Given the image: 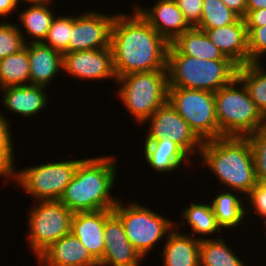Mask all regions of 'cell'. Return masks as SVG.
Returning <instances> with one entry per match:
<instances>
[{
	"label": "cell",
	"mask_w": 266,
	"mask_h": 266,
	"mask_svg": "<svg viewBox=\"0 0 266 266\" xmlns=\"http://www.w3.org/2000/svg\"><path fill=\"white\" fill-rule=\"evenodd\" d=\"M116 14L110 47L117 78L134 72L167 69L169 43L133 7Z\"/></svg>",
	"instance_id": "1"
},
{
	"label": "cell",
	"mask_w": 266,
	"mask_h": 266,
	"mask_svg": "<svg viewBox=\"0 0 266 266\" xmlns=\"http://www.w3.org/2000/svg\"><path fill=\"white\" fill-rule=\"evenodd\" d=\"M118 163L111 154L82 159L59 201L73 213L113 210L120 199L112 195Z\"/></svg>",
	"instance_id": "2"
},
{
	"label": "cell",
	"mask_w": 266,
	"mask_h": 266,
	"mask_svg": "<svg viewBox=\"0 0 266 266\" xmlns=\"http://www.w3.org/2000/svg\"><path fill=\"white\" fill-rule=\"evenodd\" d=\"M199 157L204 171L209 169L223 189L246 197L258 183L247 137L223 136L204 141Z\"/></svg>",
	"instance_id": "3"
},
{
	"label": "cell",
	"mask_w": 266,
	"mask_h": 266,
	"mask_svg": "<svg viewBox=\"0 0 266 266\" xmlns=\"http://www.w3.org/2000/svg\"><path fill=\"white\" fill-rule=\"evenodd\" d=\"M231 60H206L181 54L171 43L167 51L168 87L215 93L237 76Z\"/></svg>",
	"instance_id": "4"
},
{
	"label": "cell",
	"mask_w": 266,
	"mask_h": 266,
	"mask_svg": "<svg viewBox=\"0 0 266 266\" xmlns=\"http://www.w3.org/2000/svg\"><path fill=\"white\" fill-rule=\"evenodd\" d=\"M214 100L220 137H246L266 126V117L256 107L237 76L214 93Z\"/></svg>",
	"instance_id": "5"
},
{
	"label": "cell",
	"mask_w": 266,
	"mask_h": 266,
	"mask_svg": "<svg viewBox=\"0 0 266 266\" xmlns=\"http://www.w3.org/2000/svg\"><path fill=\"white\" fill-rule=\"evenodd\" d=\"M115 84L118 90L113 95L120 99L137 126L142 125L168 99L167 69L122 75Z\"/></svg>",
	"instance_id": "6"
},
{
	"label": "cell",
	"mask_w": 266,
	"mask_h": 266,
	"mask_svg": "<svg viewBox=\"0 0 266 266\" xmlns=\"http://www.w3.org/2000/svg\"><path fill=\"white\" fill-rule=\"evenodd\" d=\"M123 200L121 197L112 211L121 219L128 241L145 258L156 248V243H161L162 238L167 239L175 228V220L138 201L125 203Z\"/></svg>",
	"instance_id": "7"
},
{
	"label": "cell",
	"mask_w": 266,
	"mask_h": 266,
	"mask_svg": "<svg viewBox=\"0 0 266 266\" xmlns=\"http://www.w3.org/2000/svg\"><path fill=\"white\" fill-rule=\"evenodd\" d=\"M82 158H67L44 162L39 165L26 166V168L15 167L9 181L17 183V187L30 195L35 201L39 200H59L65 187L72 180L76 168ZM13 180V181H12Z\"/></svg>",
	"instance_id": "8"
},
{
	"label": "cell",
	"mask_w": 266,
	"mask_h": 266,
	"mask_svg": "<svg viewBox=\"0 0 266 266\" xmlns=\"http://www.w3.org/2000/svg\"><path fill=\"white\" fill-rule=\"evenodd\" d=\"M27 210L26 243L37 259L61 237L71 233L73 212L59 200H39Z\"/></svg>",
	"instance_id": "9"
},
{
	"label": "cell",
	"mask_w": 266,
	"mask_h": 266,
	"mask_svg": "<svg viewBox=\"0 0 266 266\" xmlns=\"http://www.w3.org/2000/svg\"><path fill=\"white\" fill-rule=\"evenodd\" d=\"M167 101L203 142L220 138L213 92L168 87Z\"/></svg>",
	"instance_id": "10"
},
{
	"label": "cell",
	"mask_w": 266,
	"mask_h": 266,
	"mask_svg": "<svg viewBox=\"0 0 266 266\" xmlns=\"http://www.w3.org/2000/svg\"><path fill=\"white\" fill-rule=\"evenodd\" d=\"M142 125L149 126L148 131L145 133V141L159 140L165 136L169 137L191 159L196 157V160H198L197 156L200 154L203 141L168 101L156 110Z\"/></svg>",
	"instance_id": "11"
},
{
	"label": "cell",
	"mask_w": 266,
	"mask_h": 266,
	"mask_svg": "<svg viewBox=\"0 0 266 266\" xmlns=\"http://www.w3.org/2000/svg\"><path fill=\"white\" fill-rule=\"evenodd\" d=\"M72 14V32L68 52L110 47L111 29L116 13L86 9Z\"/></svg>",
	"instance_id": "12"
},
{
	"label": "cell",
	"mask_w": 266,
	"mask_h": 266,
	"mask_svg": "<svg viewBox=\"0 0 266 266\" xmlns=\"http://www.w3.org/2000/svg\"><path fill=\"white\" fill-rule=\"evenodd\" d=\"M63 72L81 82H117L111 47L63 53Z\"/></svg>",
	"instance_id": "13"
},
{
	"label": "cell",
	"mask_w": 266,
	"mask_h": 266,
	"mask_svg": "<svg viewBox=\"0 0 266 266\" xmlns=\"http://www.w3.org/2000/svg\"><path fill=\"white\" fill-rule=\"evenodd\" d=\"M105 249L99 266H140L144 258L128 241L121 219L112 212L104 224Z\"/></svg>",
	"instance_id": "14"
},
{
	"label": "cell",
	"mask_w": 266,
	"mask_h": 266,
	"mask_svg": "<svg viewBox=\"0 0 266 266\" xmlns=\"http://www.w3.org/2000/svg\"><path fill=\"white\" fill-rule=\"evenodd\" d=\"M169 44L190 28L174 0H157L151 7L132 5ZM147 7V8H146Z\"/></svg>",
	"instance_id": "15"
},
{
	"label": "cell",
	"mask_w": 266,
	"mask_h": 266,
	"mask_svg": "<svg viewBox=\"0 0 266 266\" xmlns=\"http://www.w3.org/2000/svg\"><path fill=\"white\" fill-rule=\"evenodd\" d=\"M47 87L40 85H20L2 88L0 95L1 109H7V113L20 115L21 117H34L42 113L50 102ZM3 106V107H2Z\"/></svg>",
	"instance_id": "16"
},
{
	"label": "cell",
	"mask_w": 266,
	"mask_h": 266,
	"mask_svg": "<svg viewBox=\"0 0 266 266\" xmlns=\"http://www.w3.org/2000/svg\"><path fill=\"white\" fill-rule=\"evenodd\" d=\"M112 210L76 212L71 220V233L77 237L99 263L105 249L104 224Z\"/></svg>",
	"instance_id": "17"
},
{
	"label": "cell",
	"mask_w": 266,
	"mask_h": 266,
	"mask_svg": "<svg viewBox=\"0 0 266 266\" xmlns=\"http://www.w3.org/2000/svg\"><path fill=\"white\" fill-rule=\"evenodd\" d=\"M143 144V152L141 153L146 161L145 164L149 166V169L152 168L153 171H156V173L164 175L167 173L172 174V172H177L178 169L180 171L185 169V167L191 166V162L195 163L169 137L165 136L159 140L144 141Z\"/></svg>",
	"instance_id": "18"
},
{
	"label": "cell",
	"mask_w": 266,
	"mask_h": 266,
	"mask_svg": "<svg viewBox=\"0 0 266 266\" xmlns=\"http://www.w3.org/2000/svg\"><path fill=\"white\" fill-rule=\"evenodd\" d=\"M212 43L238 67L249 63L247 29L244 18L215 29L205 30Z\"/></svg>",
	"instance_id": "19"
},
{
	"label": "cell",
	"mask_w": 266,
	"mask_h": 266,
	"mask_svg": "<svg viewBox=\"0 0 266 266\" xmlns=\"http://www.w3.org/2000/svg\"><path fill=\"white\" fill-rule=\"evenodd\" d=\"M36 261L38 266H99V263L72 233L53 243Z\"/></svg>",
	"instance_id": "20"
},
{
	"label": "cell",
	"mask_w": 266,
	"mask_h": 266,
	"mask_svg": "<svg viewBox=\"0 0 266 266\" xmlns=\"http://www.w3.org/2000/svg\"><path fill=\"white\" fill-rule=\"evenodd\" d=\"M28 59L31 85L49 88L63 71V54L43 42L28 43Z\"/></svg>",
	"instance_id": "21"
},
{
	"label": "cell",
	"mask_w": 266,
	"mask_h": 266,
	"mask_svg": "<svg viewBox=\"0 0 266 266\" xmlns=\"http://www.w3.org/2000/svg\"><path fill=\"white\" fill-rule=\"evenodd\" d=\"M178 222V224H177ZM180 222L175 220V228L169 233L163 244V266H200L201 240L180 231ZM178 226V227H177ZM179 229V230H178Z\"/></svg>",
	"instance_id": "22"
},
{
	"label": "cell",
	"mask_w": 266,
	"mask_h": 266,
	"mask_svg": "<svg viewBox=\"0 0 266 266\" xmlns=\"http://www.w3.org/2000/svg\"><path fill=\"white\" fill-rule=\"evenodd\" d=\"M56 0H49L42 3L27 4L17 12L16 17L19 21L16 24L23 36L25 44L44 42L48 35L52 20L57 13L50 7ZM19 13V14H18ZM55 13V14H54ZM29 35V36H27ZM31 38V39H30ZM29 39V41H28Z\"/></svg>",
	"instance_id": "23"
},
{
	"label": "cell",
	"mask_w": 266,
	"mask_h": 266,
	"mask_svg": "<svg viewBox=\"0 0 266 266\" xmlns=\"http://www.w3.org/2000/svg\"><path fill=\"white\" fill-rule=\"evenodd\" d=\"M216 196L210 200L213 213L216 217L217 224L223 231L243 227L245 222L249 221L246 215V197L241 193L222 188ZM225 229V230H224ZM232 229V230H231Z\"/></svg>",
	"instance_id": "24"
},
{
	"label": "cell",
	"mask_w": 266,
	"mask_h": 266,
	"mask_svg": "<svg viewBox=\"0 0 266 266\" xmlns=\"http://www.w3.org/2000/svg\"><path fill=\"white\" fill-rule=\"evenodd\" d=\"M181 218H183V222H181L180 227H185L189 225L191 229V234L187 232V234L193 236L196 239H216L222 237V228L217 224L216 217L213 213V209L210 203H203L199 201H191L190 205L181 210ZM186 220V222H184ZM216 234L218 236H216ZM209 235V236H208ZM212 235V236H211ZM202 236V237H201ZM206 236V237H205Z\"/></svg>",
	"instance_id": "25"
},
{
	"label": "cell",
	"mask_w": 266,
	"mask_h": 266,
	"mask_svg": "<svg viewBox=\"0 0 266 266\" xmlns=\"http://www.w3.org/2000/svg\"><path fill=\"white\" fill-rule=\"evenodd\" d=\"M181 54L206 60H230L212 43L205 31L190 27L171 43Z\"/></svg>",
	"instance_id": "26"
},
{
	"label": "cell",
	"mask_w": 266,
	"mask_h": 266,
	"mask_svg": "<svg viewBox=\"0 0 266 266\" xmlns=\"http://www.w3.org/2000/svg\"><path fill=\"white\" fill-rule=\"evenodd\" d=\"M225 238L203 239L200 242V266H248ZM228 244V245H227Z\"/></svg>",
	"instance_id": "27"
},
{
	"label": "cell",
	"mask_w": 266,
	"mask_h": 266,
	"mask_svg": "<svg viewBox=\"0 0 266 266\" xmlns=\"http://www.w3.org/2000/svg\"><path fill=\"white\" fill-rule=\"evenodd\" d=\"M30 84L28 44L19 52L0 60V89Z\"/></svg>",
	"instance_id": "28"
},
{
	"label": "cell",
	"mask_w": 266,
	"mask_h": 266,
	"mask_svg": "<svg viewBox=\"0 0 266 266\" xmlns=\"http://www.w3.org/2000/svg\"><path fill=\"white\" fill-rule=\"evenodd\" d=\"M264 65V66H263ZM266 64L252 62L237 69V77L247 88L252 101L266 117Z\"/></svg>",
	"instance_id": "29"
},
{
	"label": "cell",
	"mask_w": 266,
	"mask_h": 266,
	"mask_svg": "<svg viewBox=\"0 0 266 266\" xmlns=\"http://www.w3.org/2000/svg\"><path fill=\"white\" fill-rule=\"evenodd\" d=\"M7 118L8 117L4 116L3 111L0 109V177L5 179L3 183H5L6 186L16 167V157L14 156L15 139L11 132L12 125L10 123L12 120Z\"/></svg>",
	"instance_id": "30"
},
{
	"label": "cell",
	"mask_w": 266,
	"mask_h": 266,
	"mask_svg": "<svg viewBox=\"0 0 266 266\" xmlns=\"http://www.w3.org/2000/svg\"><path fill=\"white\" fill-rule=\"evenodd\" d=\"M238 18L222 0H204L201 21L196 27L203 31L215 29L234 23Z\"/></svg>",
	"instance_id": "31"
},
{
	"label": "cell",
	"mask_w": 266,
	"mask_h": 266,
	"mask_svg": "<svg viewBox=\"0 0 266 266\" xmlns=\"http://www.w3.org/2000/svg\"><path fill=\"white\" fill-rule=\"evenodd\" d=\"M72 32V15L57 14L52 20L44 44L59 52L68 53L69 40Z\"/></svg>",
	"instance_id": "32"
},
{
	"label": "cell",
	"mask_w": 266,
	"mask_h": 266,
	"mask_svg": "<svg viewBox=\"0 0 266 266\" xmlns=\"http://www.w3.org/2000/svg\"><path fill=\"white\" fill-rule=\"evenodd\" d=\"M248 39L249 63L266 59V22H245ZM265 58V59H264Z\"/></svg>",
	"instance_id": "33"
},
{
	"label": "cell",
	"mask_w": 266,
	"mask_h": 266,
	"mask_svg": "<svg viewBox=\"0 0 266 266\" xmlns=\"http://www.w3.org/2000/svg\"><path fill=\"white\" fill-rule=\"evenodd\" d=\"M255 175L258 182H266V126L248 134Z\"/></svg>",
	"instance_id": "34"
},
{
	"label": "cell",
	"mask_w": 266,
	"mask_h": 266,
	"mask_svg": "<svg viewBox=\"0 0 266 266\" xmlns=\"http://www.w3.org/2000/svg\"><path fill=\"white\" fill-rule=\"evenodd\" d=\"M16 21H0V60L19 52L25 47V42Z\"/></svg>",
	"instance_id": "35"
},
{
	"label": "cell",
	"mask_w": 266,
	"mask_h": 266,
	"mask_svg": "<svg viewBox=\"0 0 266 266\" xmlns=\"http://www.w3.org/2000/svg\"><path fill=\"white\" fill-rule=\"evenodd\" d=\"M251 212L259 219L266 216V182H258L246 196V215Z\"/></svg>",
	"instance_id": "36"
},
{
	"label": "cell",
	"mask_w": 266,
	"mask_h": 266,
	"mask_svg": "<svg viewBox=\"0 0 266 266\" xmlns=\"http://www.w3.org/2000/svg\"><path fill=\"white\" fill-rule=\"evenodd\" d=\"M183 13L185 21L190 27H196L202 16L204 0H174Z\"/></svg>",
	"instance_id": "37"
},
{
	"label": "cell",
	"mask_w": 266,
	"mask_h": 266,
	"mask_svg": "<svg viewBox=\"0 0 266 266\" xmlns=\"http://www.w3.org/2000/svg\"><path fill=\"white\" fill-rule=\"evenodd\" d=\"M222 2L240 18L247 14V0H222Z\"/></svg>",
	"instance_id": "38"
},
{
	"label": "cell",
	"mask_w": 266,
	"mask_h": 266,
	"mask_svg": "<svg viewBox=\"0 0 266 266\" xmlns=\"http://www.w3.org/2000/svg\"><path fill=\"white\" fill-rule=\"evenodd\" d=\"M18 7L19 6L17 5L15 0H0V18L8 20L9 17L12 16V14L14 16V12H17Z\"/></svg>",
	"instance_id": "39"
},
{
	"label": "cell",
	"mask_w": 266,
	"mask_h": 266,
	"mask_svg": "<svg viewBox=\"0 0 266 266\" xmlns=\"http://www.w3.org/2000/svg\"><path fill=\"white\" fill-rule=\"evenodd\" d=\"M244 20L245 22H266V8L249 11Z\"/></svg>",
	"instance_id": "40"
},
{
	"label": "cell",
	"mask_w": 266,
	"mask_h": 266,
	"mask_svg": "<svg viewBox=\"0 0 266 266\" xmlns=\"http://www.w3.org/2000/svg\"><path fill=\"white\" fill-rule=\"evenodd\" d=\"M263 8H266V0H247V13Z\"/></svg>",
	"instance_id": "41"
},
{
	"label": "cell",
	"mask_w": 266,
	"mask_h": 266,
	"mask_svg": "<svg viewBox=\"0 0 266 266\" xmlns=\"http://www.w3.org/2000/svg\"><path fill=\"white\" fill-rule=\"evenodd\" d=\"M15 1H16L17 5L19 6L18 9L20 10V5H22V3L24 6L25 4L42 3V2L49 1V0H15Z\"/></svg>",
	"instance_id": "42"
},
{
	"label": "cell",
	"mask_w": 266,
	"mask_h": 266,
	"mask_svg": "<svg viewBox=\"0 0 266 266\" xmlns=\"http://www.w3.org/2000/svg\"><path fill=\"white\" fill-rule=\"evenodd\" d=\"M261 219H262V227H263V225L266 227V216H262V217H260ZM266 229V228H265ZM266 232V231H265ZM265 235H266V233H265Z\"/></svg>",
	"instance_id": "43"
}]
</instances>
